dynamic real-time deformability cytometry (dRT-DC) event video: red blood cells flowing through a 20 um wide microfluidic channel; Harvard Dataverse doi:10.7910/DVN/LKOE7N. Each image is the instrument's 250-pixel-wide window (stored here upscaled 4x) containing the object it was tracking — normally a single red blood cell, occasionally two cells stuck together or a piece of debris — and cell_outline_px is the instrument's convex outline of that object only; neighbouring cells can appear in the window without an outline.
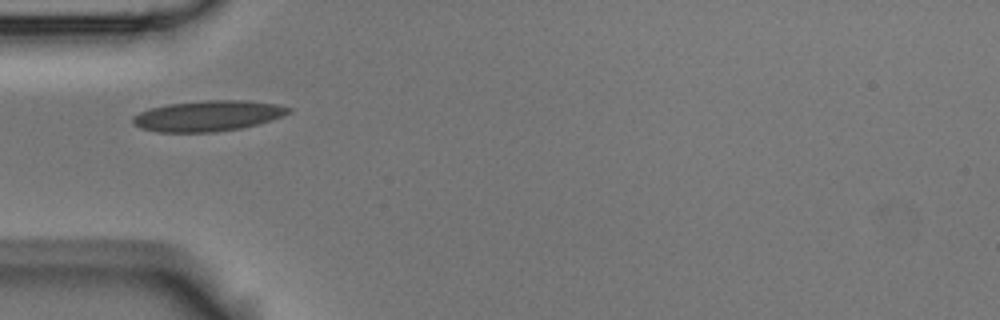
{"species": "Egyptian fruit bat (a non-hibernating species)", "species_latin": "Rousettus aegyptiacus", "temperature_condition": "room temperature", "stored_images_in_passage": 1, "camera_frame_rate_fps": 3000, "um_per_image_px": 0.085, "animal": {"sex": "male"}, "frame": {"image": 1, "passage_image": 1, "time_ms": 0.0, "image_size_px": [1000, 320], "cell_outline_px": [[292, 112], [256, 124], [240, 128], [212, 132], [156, 132], [140, 128], [132, 120], [132, 116], [140, 112], [152, 108], [168, 104], [208, 100], [248, 100], [280, 104], [292, 108]], "centroid_in_image_um": [17.68, 9.84], "position_along_channel_um": 67.3, "area_um2": 27.63}}